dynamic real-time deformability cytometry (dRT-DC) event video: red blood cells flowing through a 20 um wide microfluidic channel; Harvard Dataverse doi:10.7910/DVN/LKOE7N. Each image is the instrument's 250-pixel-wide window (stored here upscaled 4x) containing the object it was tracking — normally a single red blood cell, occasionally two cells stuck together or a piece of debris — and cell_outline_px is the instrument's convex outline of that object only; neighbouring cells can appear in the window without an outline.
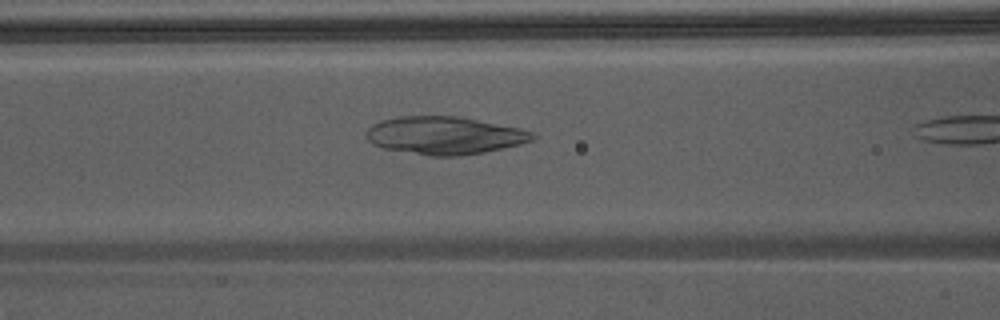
{"species": "Egyptian fruit bat (a non-hibernating species)", "species_latin": "Rousettus aegyptiacus", "temperature_condition": "warm", "stored_images_in_passage": 7, "camera_frame_rate_fps": 3000, "um_per_image_px": 0.085, "animal": {"sex": "male"}, "frame": {"image": 1, "passage_image": 6, "time_ms": 1.667, "image_size_px": [1000, 320], "cell_outline_px": [[536, 136], [532, 140], [520, 144], [484, 152], [460, 156], [428, 156], [384, 148], [372, 144], [368, 140], [364, 132], [372, 124], [380, 120], [400, 116], [456, 116], [520, 128], [536, 132]], "centroid_in_image_um": [37.76, 11.51], "position_along_channel_um": 128.8, "area_um2": 36.7}}